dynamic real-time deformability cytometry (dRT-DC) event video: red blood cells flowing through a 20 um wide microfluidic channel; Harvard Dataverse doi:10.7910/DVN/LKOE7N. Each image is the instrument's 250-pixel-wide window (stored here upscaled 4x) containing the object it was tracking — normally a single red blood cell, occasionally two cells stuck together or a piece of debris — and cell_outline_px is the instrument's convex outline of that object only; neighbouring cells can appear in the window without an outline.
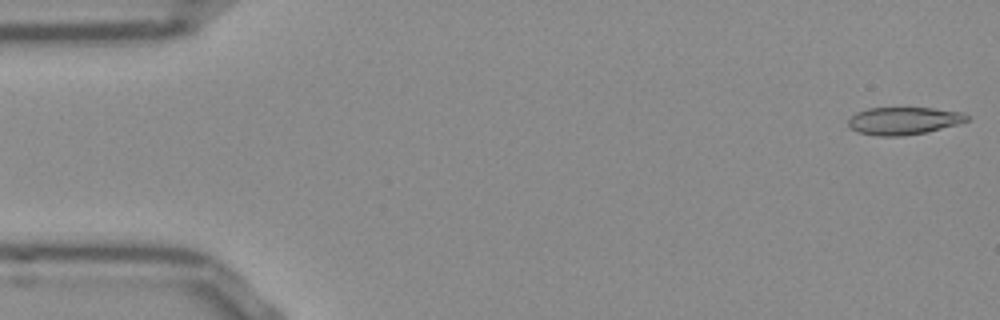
{"species": "Egyptian fruit bat (a non-hibernating species)", "species_latin": "Rousettus aegyptiacus", "temperature_condition": "room temperature", "stored_images_in_passage": 50, "camera_frame_rate_fps": 3000, "um_per_image_px": 0.085, "frame": {"image": 1, "passage_image": 1, "time_ms": 0.0, "image_size_px": [1000, 320], "cell_outline_px": [[968, 120], [956, 124], [924, 132], [900, 136], [876, 136], [856, 132], [848, 124], [848, 120], [856, 112], [868, 108], [932, 108], [960, 112], [968, 116]], "centroid_in_image_um": [76.75, 10.26], "position_along_channel_um": 8.3, "area_um2": 18.73}}
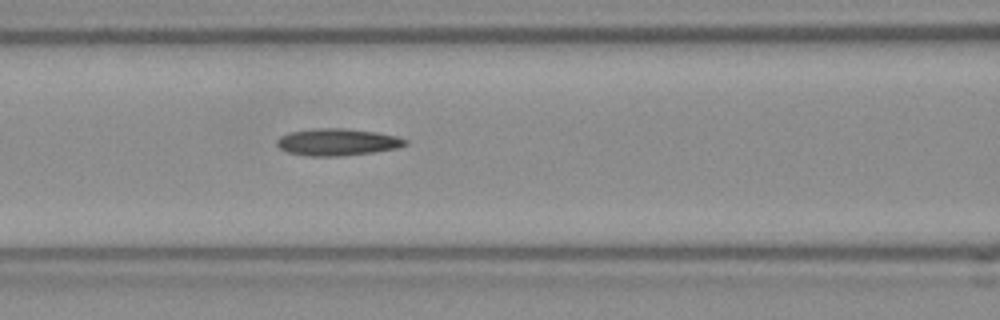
{"frame": {"image": 2, "passage_image": 21, "time_ms": 6.667, "image_size_px": [1000, 320], "cell_outline_px": [[408, 144], [396, 148], [376, 152], [340, 156], [308, 156], [288, 152], [280, 148], [276, 144], [276, 140], [280, 136], [288, 132], [316, 128], [348, 128], [376, 132], [396, 136], [408, 140]], "centroid_in_image_um": [28.67, 12.07], "position_along_channel_um": 137.9, "area_um2": 20.35}}
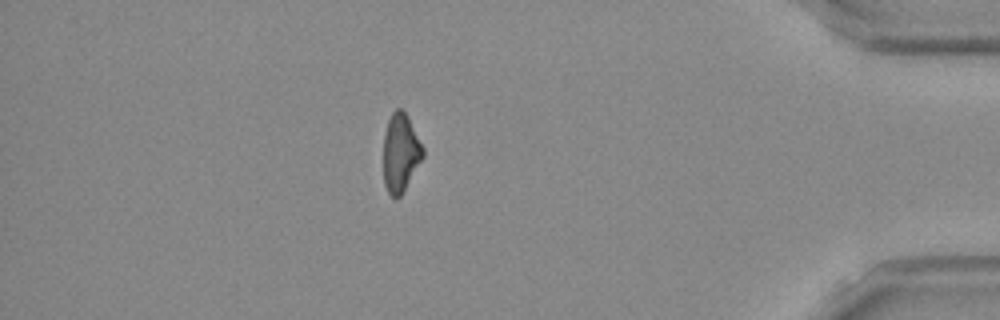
{"frame": {"image": 3, "passage_image": 45, "time_ms": 14.667, "image_size_px": [1000, 320], "cell_outline_px": [[424, 156], [400, 196], [396, 200], [388, 192], [384, 184], [384, 132], [388, 120], [392, 112], [396, 108], [400, 108], [408, 116], [424, 148]], "centroid_in_image_um": [34.04, 12.97], "position_along_channel_um": 401.2, "area_um2": 17.98}}